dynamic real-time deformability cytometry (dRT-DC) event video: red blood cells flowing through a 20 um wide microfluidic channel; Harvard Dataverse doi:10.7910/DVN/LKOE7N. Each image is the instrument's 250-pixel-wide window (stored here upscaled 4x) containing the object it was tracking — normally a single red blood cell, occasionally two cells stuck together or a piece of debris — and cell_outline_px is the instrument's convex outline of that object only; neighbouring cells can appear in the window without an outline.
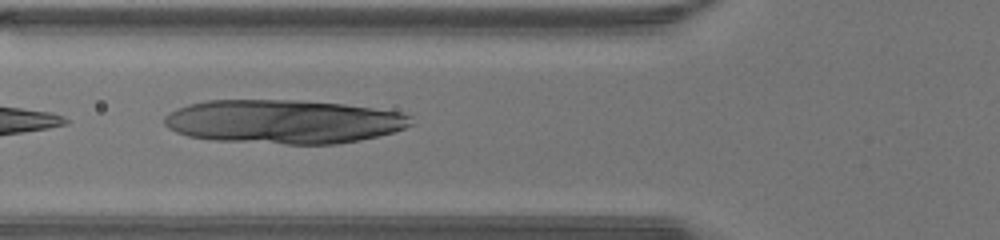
{"species": "human", "species_latin": "Homo sapiens", "temperature_condition": "warm", "stored_images_in_passage": 28, "camera_frame_rate_fps": 3000, "um_per_image_px": 0.085, "donor": {"sex": "male"}, "frame": {"image": 1, "passage_image": 16, "time_ms": 5.0, "image_size_px": [1000, 240], "cell_outline_px": [[412, 124], [404, 128], [392, 132], [360, 140], [336, 144], [284, 144], [216, 140], [188, 136], [176, 132], [168, 128], [164, 124], [164, 116], [188, 104], [208, 100], [300, 100], [344, 104], [400, 112], [412, 116]], "centroid_in_image_um": [24.11, 10.34], "position_along_channel_um": 101.7, "area_um2": 62.89}}
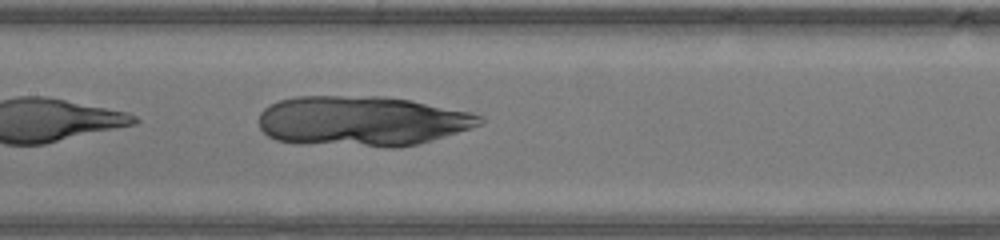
{"frame": {"image": 2, "passage_image": 21, "time_ms": 6.667, "image_size_px": [1000, 240], "cell_outline_px": [[484, 120], [480, 124], [472, 128], [432, 140], [416, 144], [396, 148], [384, 148], [300, 144], [276, 140], [268, 136], [260, 128], [260, 112], [268, 104], [280, 100], [296, 96], [384, 96], [412, 100], [468, 112], [484, 116]], "centroid_in_image_um": [30.74, 10.3], "position_along_channel_um": 176.7, "area_um2": 65.37}}
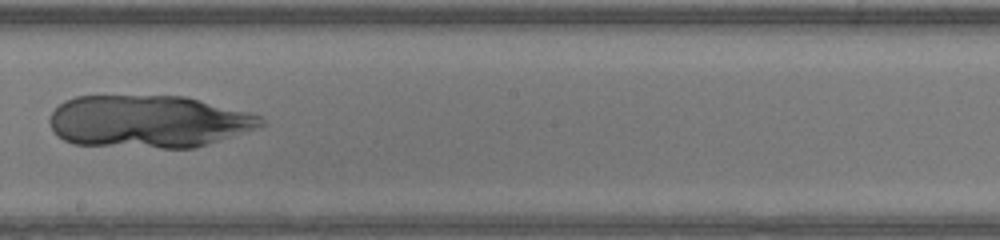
{"frame": {"image": 3, "passage_image": 25, "time_ms": 8.0, "image_size_px": [1000, 240], "cell_outline_px": [[264, 124], [196, 148], [160, 148], [72, 144], [64, 140], [52, 128], [48, 120], [52, 112], [64, 100], [76, 96], [184, 96], [248, 112], [260, 116], [264, 120]], "centroid_in_image_um": [12.56, 10.32], "position_along_channel_um": 235.6, "area_um2": 64.22}}